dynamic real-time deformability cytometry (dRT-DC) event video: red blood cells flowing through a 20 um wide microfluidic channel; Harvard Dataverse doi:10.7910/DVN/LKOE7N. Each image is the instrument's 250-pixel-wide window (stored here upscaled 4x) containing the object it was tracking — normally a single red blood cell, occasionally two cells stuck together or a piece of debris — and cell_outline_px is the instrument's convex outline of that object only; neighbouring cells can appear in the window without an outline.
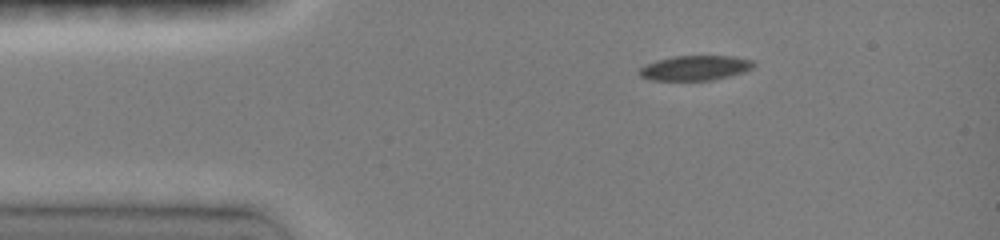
{"species": "common noctule bat (a hibernating species)", "species_latin": "Nyctalus noctula", "temperature_condition": "room temperature", "stored_images_in_passage": 21, "camera_frame_rate_fps": 3000, "um_per_image_px": 0.085, "animal": {"sex": "female", "body_mass_g": 19.0, "forearm_length_mm": 51.5}, "frame": {"image": 1, "passage_image": 1, "time_ms": 0.0, "image_size_px": [1000, 240], "cell_outline_px": [[756, 64], [752, 68], [744, 72], [712, 80], [648, 80], [640, 76], [636, 72], [644, 64], [656, 60], [672, 56], [736, 56], [752, 60]], "centroid_in_image_um": [59.05, 5.77], "position_along_channel_um": 26.0, "area_um2": 16.76}}
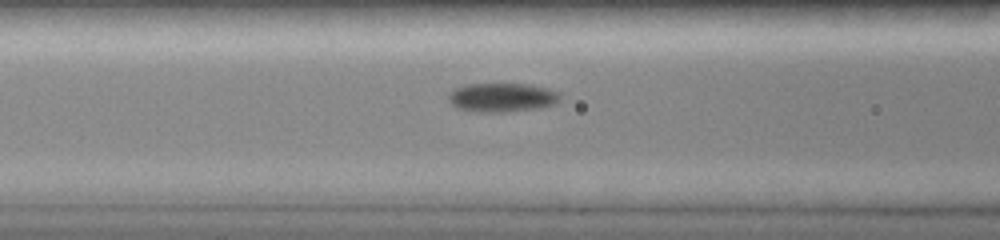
{"frame": {"image": 2, "passage_image": 13, "time_ms": 3.667, "image_size_px": [1000, 240], "cell_outline_px": [[560, 100], [556, 104], [540, 108], [504, 112], [476, 112], [456, 108], [448, 100], [448, 92], [464, 84], [528, 84], [548, 88], [560, 92]], "centroid_in_image_um": [42.68, 8.28], "position_along_channel_um": 123.9, "area_um2": 19.13}}
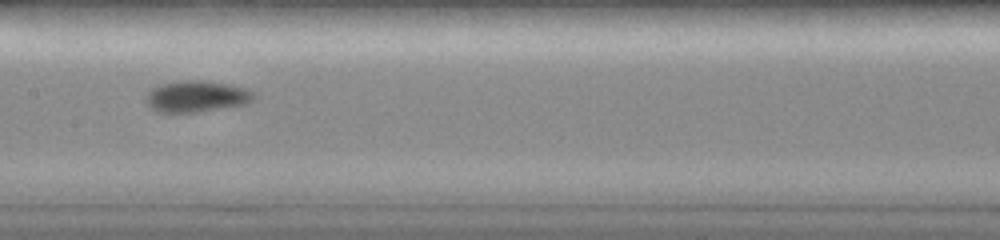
{"frame": {"image": 3, "passage_image": 20, "time_ms": 5.333, "image_size_px": [1000, 240], "cell_outline_px": [[256, 96], [252, 100], [244, 104], [196, 112], [156, 112], [144, 100], [148, 92], [152, 88], [160, 84], [180, 80], [204, 80], [228, 84], [244, 88], [252, 92]], "centroid_in_image_um": [16.66, 8.18], "position_along_channel_um": 190.7, "area_um2": 19.59}}